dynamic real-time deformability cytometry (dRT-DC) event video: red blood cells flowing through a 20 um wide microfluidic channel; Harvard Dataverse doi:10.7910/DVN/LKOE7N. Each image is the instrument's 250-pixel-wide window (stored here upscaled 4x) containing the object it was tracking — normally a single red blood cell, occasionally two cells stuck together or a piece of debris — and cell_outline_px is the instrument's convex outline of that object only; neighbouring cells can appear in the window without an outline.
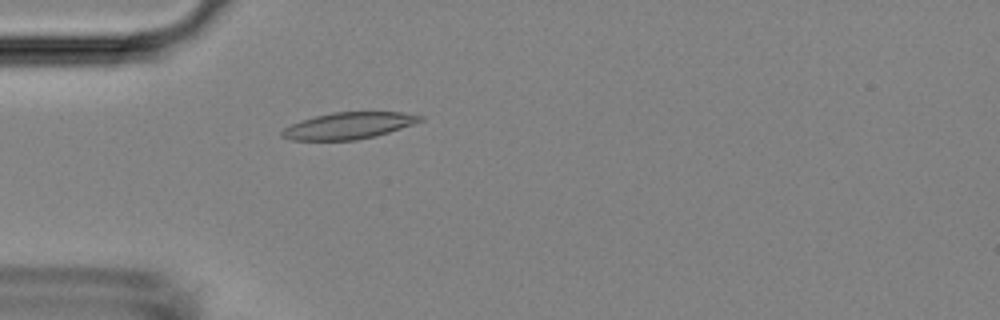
{"species": "Egyptian fruit bat (a non-hibernating species)", "species_latin": "Rousettus aegyptiacus", "temperature_condition": "room temperature", "stored_images_in_passage": 5, "camera_frame_rate_fps": 3000, "um_per_image_px": 0.085, "animal": {"sex": "female"}, "frame": {"image": 1, "passage_image": 5, "time_ms": 4.667, "image_size_px": [1000, 320], "cell_outline_px": [[424, 120], [376, 136], [356, 140], [292, 140], [280, 136], [280, 132], [284, 128], [300, 120], [332, 112], [404, 112], [424, 116]], "centroid_in_image_um": [29.62, 10.68], "position_along_channel_um": 55.4, "area_um2": 21.39}}